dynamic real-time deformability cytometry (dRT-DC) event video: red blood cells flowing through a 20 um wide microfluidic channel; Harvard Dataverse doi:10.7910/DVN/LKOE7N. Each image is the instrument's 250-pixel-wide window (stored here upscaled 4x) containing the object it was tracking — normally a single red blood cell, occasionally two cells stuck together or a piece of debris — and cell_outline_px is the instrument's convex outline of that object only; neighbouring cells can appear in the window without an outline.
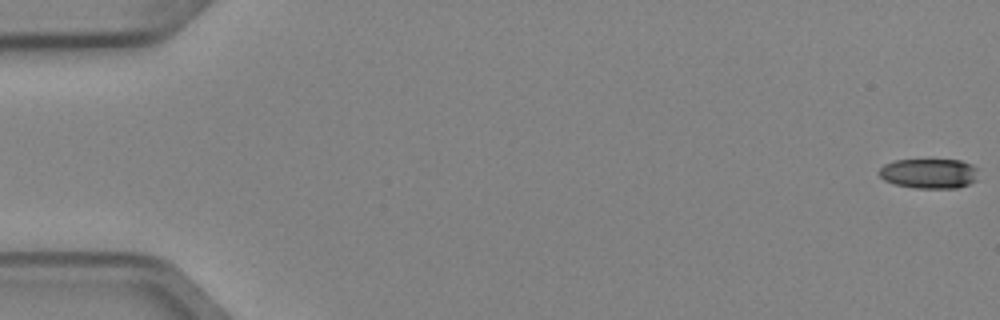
{"species": "Egyptian fruit bat (a non-hibernating species)", "species_latin": "Rousettus aegyptiacus", "temperature_condition": "cold", "stored_images_in_passage": 5, "camera_frame_rate_fps": 3000, "um_per_image_px": 0.085, "animal": {"sex": "female"}, "frame": {"image": 1, "passage_image": 1, "time_ms": 0.0, "image_size_px": [1000, 320], "cell_outline_px": [[980, 168], [976, 180], [968, 184], [956, 188], [912, 188], [892, 184], [884, 180], [876, 172], [884, 164], [896, 160], [960, 160], [972, 164]], "centroid_in_image_um": [78.98, 14.75], "position_along_channel_um": 6.0, "area_um2": 17.63}}
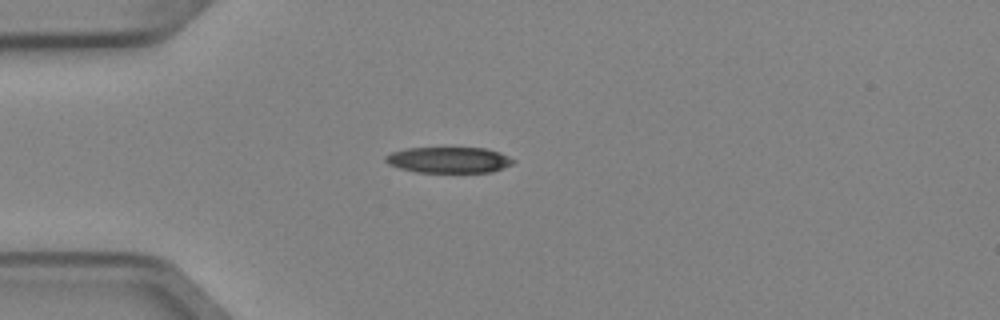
{"frame": {"image": 2, "passage_image": 5, "time_ms": 1.333, "image_size_px": [1000, 320], "cell_outline_px": [[516, 160], [512, 164], [492, 172], [416, 172], [400, 168], [388, 164], [384, 160], [384, 156], [392, 152], [408, 148], [484, 148], [500, 152]], "centroid_in_image_um": [38.15, 13.59], "position_along_channel_um": 46.9, "area_um2": 19.25}}